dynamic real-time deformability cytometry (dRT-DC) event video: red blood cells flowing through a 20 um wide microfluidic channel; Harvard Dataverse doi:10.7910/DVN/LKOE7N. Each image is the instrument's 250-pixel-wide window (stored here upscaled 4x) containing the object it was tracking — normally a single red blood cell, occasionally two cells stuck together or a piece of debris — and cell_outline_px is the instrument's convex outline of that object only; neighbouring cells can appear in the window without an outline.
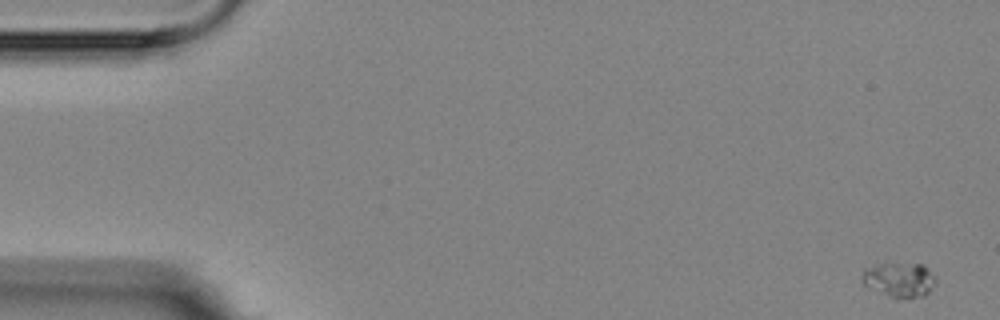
{"species": "Egyptian fruit bat (a non-hibernating species)", "species_latin": "Rousettus aegyptiacus", "temperature_condition": "room temperature", "stored_images_in_passage": 5, "camera_frame_rate_fps": 3000, "um_per_image_px": 0.085, "animal": {"sex": "female"}, "frame": {"image": 1, "passage_image": 1, "time_ms": 0.0, "image_size_px": [1000, 320], "cell_outline_px": [[936, 284], [924, 296], [908, 300], [896, 300], [868, 288], [864, 284], [864, 268], [880, 264], [924, 264], [936, 280]], "centroid_in_image_um": [76.47, 23.84], "position_along_channel_um": 8.5, "area_um2": 15.09}}
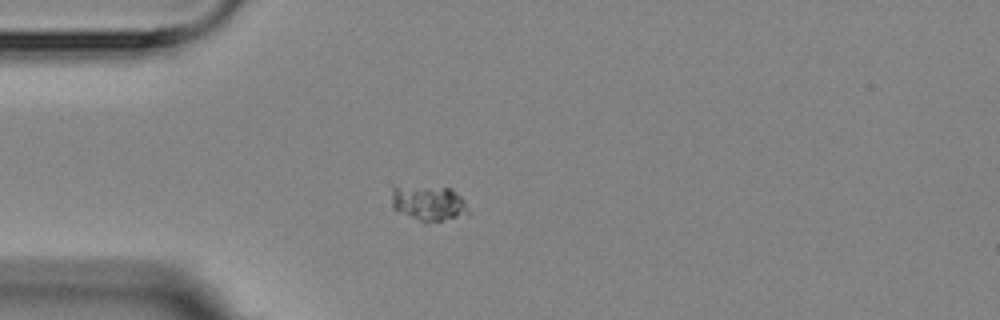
{"frame": {"image": 2, "passage_image": 5, "time_ms": 4.667, "image_size_px": [1000, 320], "cell_outline_px": [[468, 216], [428, 224], [424, 224], [396, 212], [392, 208], [392, 184], [396, 184], [452, 188], [464, 200], [468, 208]], "centroid_in_image_um": [36.39, 17.28], "position_along_channel_um": 48.6, "area_um2": 16.94}}